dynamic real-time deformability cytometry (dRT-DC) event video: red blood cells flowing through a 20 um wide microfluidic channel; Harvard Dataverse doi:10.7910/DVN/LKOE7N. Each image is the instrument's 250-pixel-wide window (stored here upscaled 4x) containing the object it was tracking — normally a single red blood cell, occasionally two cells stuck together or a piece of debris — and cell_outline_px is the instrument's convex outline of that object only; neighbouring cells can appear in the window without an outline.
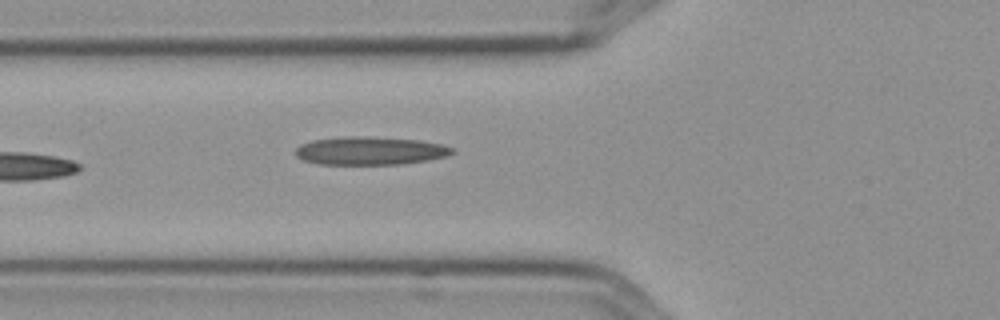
{"species": "Egyptian fruit bat (a non-hibernating species)", "species_latin": "Rousettus aegyptiacus", "temperature_condition": "cold", "stored_images_in_passage": 3, "camera_frame_rate_fps": 3000, "um_per_image_px": 0.085, "frame": {"image": 1, "passage_image": 3, "time_ms": 0.667, "image_size_px": [1000, 320], "cell_outline_px": [[456, 152], [444, 156], [428, 160], [400, 164], [316, 164], [304, 160], [296, 156], [296, 148], [300, 144], [312, 140], [344, 136], [368, 136], [420, 140], [440, 144], [456, 148]], "centroid_in_image_um": [31.46, 12.81], "position_along_channel_um": 94.3, "area_um2": 25.84}}